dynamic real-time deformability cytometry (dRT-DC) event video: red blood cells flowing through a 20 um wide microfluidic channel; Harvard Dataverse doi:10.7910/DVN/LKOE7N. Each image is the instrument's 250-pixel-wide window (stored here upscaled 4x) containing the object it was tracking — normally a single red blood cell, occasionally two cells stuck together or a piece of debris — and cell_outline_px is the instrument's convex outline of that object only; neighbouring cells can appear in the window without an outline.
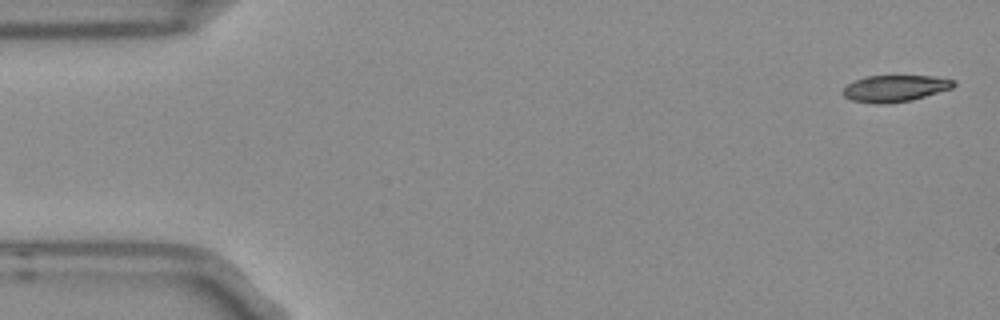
{"species": "Egyptian fruit bat (a non-hibernating species)", "species_latin": "Rousettus aegyptiacus", "temperature_condition": "room temperature", "stored_images_in_passage": 9, "camera_frame_rate_fps": 3000, "um_per_image_px": 0.085, "frame": {"image": 1, "passage_image": 1, "time_ms": 0.0, "image_size_px": [1000, 320], "cell_outline_px": [[956, 84], [952, 88], [912, 100], [880, 104], [876, 104], [852, 100], [844, 96], [840, 92], [848, 84], [856, 80], [868, 76], [932, 76], [956, 80]], "centroid_in_image_um": [76.08, 7.51], "position_along_channel_um": 8.9, "area_um2": 17.05}}
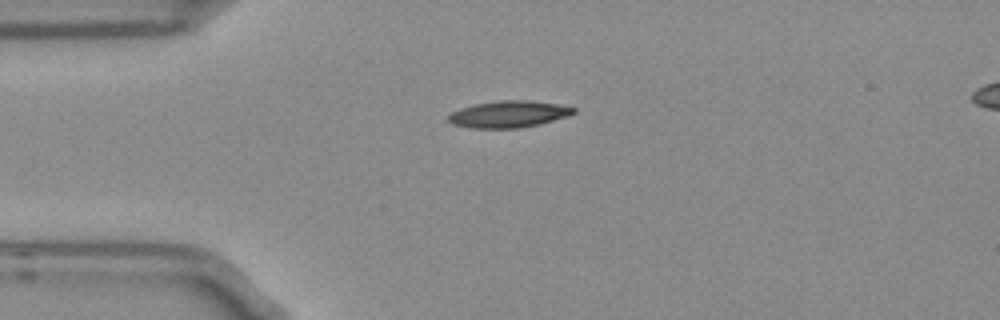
{"frame": {"image": 2, "passage_image": 4, "time_ms": 1.0, "image_size_px": [1000, 320], "cell_outline_px": [[576, 112], [568, 116], [540, 124], [520, 128], [472, 128], [452, 124], [448, 120], [448, 116], [452, 112], [460, 108], [476, 104], [500, 100], [528, 100], [556, 104], [576, 108]], "centroid_in_image_um": [43.24, 9.71], "position_along_channel_um": 41.8, "area_um2": 19.42}}
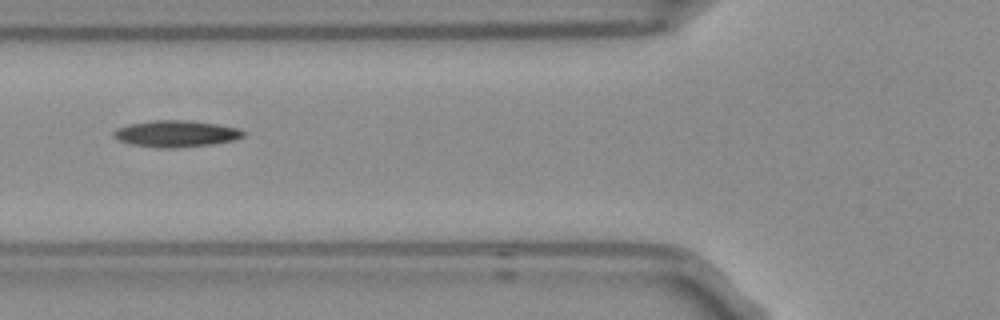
{"frame": {"image": 3, "passage_image": 6, "time_ms": 1.667, "image_size_px": [1000, 320], "cell_outline_px": [[244, 136], [232, 140], [212, 144], [172, 148], [164, 148], [132, 144], [120, 140], [112, 136], [112, 132], [116, 128], [128, 124], [152, 120], [188, 120], [220, 124], [240, 128], [244, 132]], "centroid_in_image_um": [14.96, 11.34], "position_along_channel_um": 110.8, "area_um2": 20.06}}